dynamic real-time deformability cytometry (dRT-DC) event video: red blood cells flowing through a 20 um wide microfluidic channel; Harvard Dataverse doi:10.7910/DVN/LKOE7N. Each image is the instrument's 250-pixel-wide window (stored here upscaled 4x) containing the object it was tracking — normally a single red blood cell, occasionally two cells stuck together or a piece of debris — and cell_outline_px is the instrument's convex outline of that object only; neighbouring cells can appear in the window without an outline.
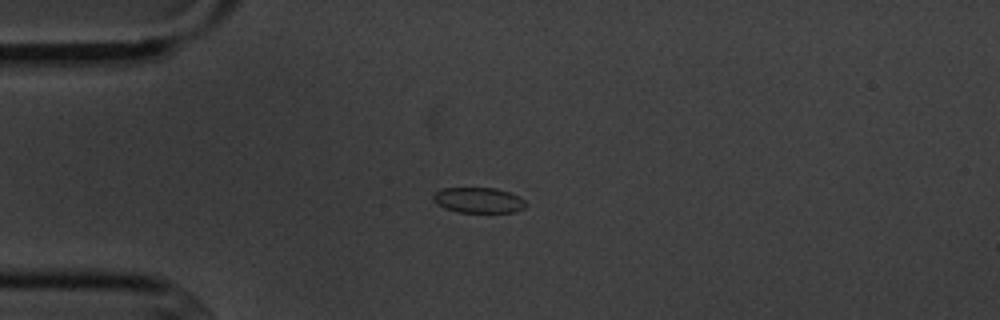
{"species": "common noctule bat (a hibernating species)", "species_latin": "Nyctalus noctula", "temperature_condition": "cold", "stored_images_in_passage": 4, "camera_frame_rate_fps": 3000, "um_per_image_px": 0.085, "animal": {"sex": "male", "body_mass_g": 20.1, "forearm_length_mm": 53.5}, "frame": {"image": 1, "passage_image": 3, "time_ms": 2.333, "image_size_px": [1000, 320], "cell_outline_px": [[528, 204], [524, 208], [516, 212], [456, 212], [444, 208], [436, 204], [432, 196], [440, 188], [496, 188], [508, 192], [524, 200]], "centroid_in_image_um": [40.65, 17.02], "position_along_channel_um": 44.3, "area_um2": 13.76}}